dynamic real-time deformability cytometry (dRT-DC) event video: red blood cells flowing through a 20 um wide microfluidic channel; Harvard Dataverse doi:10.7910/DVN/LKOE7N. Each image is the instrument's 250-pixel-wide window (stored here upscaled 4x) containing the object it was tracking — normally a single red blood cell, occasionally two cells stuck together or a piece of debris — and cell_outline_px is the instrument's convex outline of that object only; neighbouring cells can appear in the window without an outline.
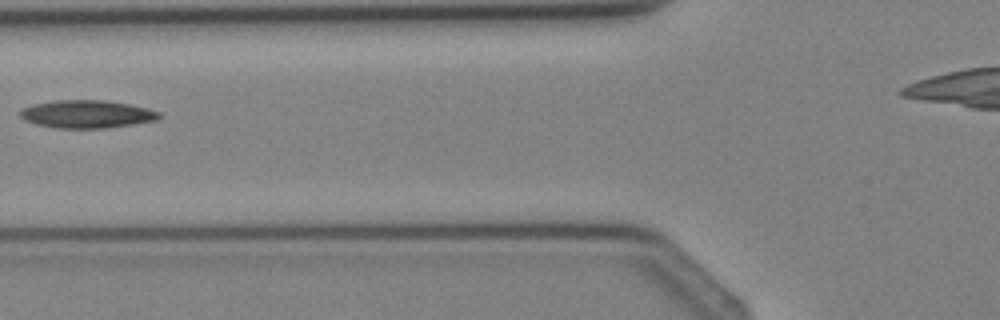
{"species": "Egyptian fruit bat (a non-hibernating species)", "species_latin": "Rousettus aegyptiacus", "temperature_condition": "cold", "stored_images_in_passage": 2, "camera_frame_rate_fps": 3000, "um_per_image_px": 0.085, "animal": {"sex": "female"}, "frame": {"image": 1, "passage_image": 2, "time_ms": 1.0, "image_size_px": [1000, 320], "cell_outline_px": [[160, 116], [156, 120], [108, 128], [56, 128], [36, 124], [24, 120], [20, 116], [20, 112], [24, 108], [36, 104], [56, 100], [104, 100], [128, 104], [148, 108], [160, 112]], "centroid_in_image_um": [7.39, 9.7], "position_along_channel_um": 118.4, "area_um2": 22.37}}